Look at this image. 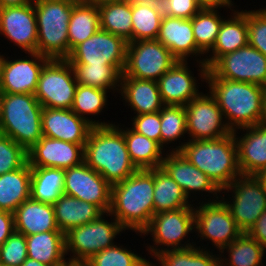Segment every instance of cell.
Instances as JSON below:
<instances>
[{
    "instance_id": "1",
    "label": "cell",
    "mask_w": 266,
    "mask_h": 266,
    "mask_svg": "<svg viewBox=\"0 0 266 266\" xmlns=\"http://www.w3.org/2000/svg\"><path fill=\"white\" fill-rule=\"evenodd\" d=\"M208 92L231 131L266 122V88L253 83L206 78Z\"/></svg>"
},
{
    "instance_id": "2",
    "label": "cell",
    "mask_w": 266,
    "mask_h": 266,
    "mask_svg": "<svg viewBox=\"0 0 266 266\" xmlns=\"http://www.w3.org/2000/svg\"><path fill=\"white\" fill-rule=\"evenodd\" d=\"M154 169L137 170L111 185L109 213L125 229L141 233L154 215Z\"/></svg>"
},
{
    "instance_id": "3",
    "label": "cell",
    "mask_w": 266,
    "mask_h": 266,
    "mask_svg": "<svg viewBox=\"0 0 266 266\" xmlns=\"http://www.w3.org/2000/svg\"><path fill=\"white\" fill-rule=\"evenodd\" d=\"M84 162L110 185L138 170L130 159L124 134L115 124L92 127L84 146Z\"/></svg>"
},
{
    "instance_id": "4",
    "label": "cell",
    "mask_w": 266,
    "mask_h": 266,
    "mask_svg": "<svg viewBox=\"0 0 266 266\" xmlns=\"http://www.w3.org/2000/svg\"><path fill=\"white\" fill-rule=\"evenodd\" d=\"M179 152L220 190L241 175L233 132L216 140H188Z\"/></svg>"
},
{
    "instance_id": "5",
    "label": "cell",
    "mask_w": 266,
    "mask_h": 266,
    "mask_svg": "<svg viewBox=\"0 0 266 266\" xmlns=\"http://www.w3.org/2000/svg\"><path fill=\"white\" fill-rule=\"evenodd\" d=\"M42 109L34 94H0V132L27 151L42 138Z\"/></svg>"
},
{
    "instance_id": "6",
    "label": "cell",
    "mask_w": 266,
    "mask_h": 266,
    "mask_svg": "<svg viewBox=\"0 0 266 266\" xmlns=\"http://www.w3.org/2000/svg\"><path fill=\"white\" fill-rule=\"evenodd\" d=\"M79 0H33L38 30L37 52L49 59L69 57L68 24Z\"/></svg>"
},
{
    "instance_id": "7",
    "label": "cell",
    "mask_w": 266,
    "mask_h": 266,
    "mask_svg": "<svg viewBox=\"0 0 266 266\" xmlns=\"http://www.w3.org/2000/svg\"><path fill=\"white\" fill-rule=\"evenodd\" d=\"M194 207H184L154 214L149 225L136 235L145 238L150 235L152 245L145 244L149 259L163 251L187 249L196 244L190 234H195ZM190 238L192 239L190 241ZM147 245V247H146Z\"/></svg>"
},
{
    "instance_id": "8",
    "label": "cell",
    "mask_w": 266,
    "mask_h": 266,
    "mask_svg": "<svg viewBox=\"0 0 266 266\" xmlns=\"http://www.w3.org/2000/svg\"><path fill=\"white\" fill-rule=\"evenodd\" d=\"M220 199L243 233H247L266 210V190L255 175H240L234 179L221 190Z\"/></svg>"
},
{
    "instance_id": "9",
    "label": "cell",
    "mask_w": 266,
    "mask_h": 266,
    "mask_svg": "<svg viewBox=\"0 0 266 266\" xmlns=\"http://www.w3.org/2000/svg\"><path fill=\"white\" fill-rule=\"evenodd\" d=\"M123 231L126 230L118 221L109 212H105L98 219L72 228L65 234L66 255H70L67 258L89 260L101 250L113 247L116 244L114 240Z\"/></svg>"
},
{
    "instance_id": "10",
    "label": "cell",
    "mask_w": 266,
    "mask_h": 266,
    "mask_svg": "<svg viewBox=\"0 0 266 266\" xmlns=\"http://www.w3.org/2000/svg\"><path fill=\"white\" fill-rule=\"evenodd\" d=\"M194 211L196 233L194 239L197 235L196 240L200 237L199 240L203 243L209 241L207 245L197 246L201 249H208V245L211 243L212 248L215 247L214 250L217 249L216 252H220L243 233L221 199L213 202L198 203L196 201Z\"/></svg>"
},
{
    "instance_id": "11",
    "label": "cell",
    "mask_w": 266,
    "mask_h": 266,
    "mask_svg": "<svg viewBox=\"0 0 266 266\" xmlns=\"http://www.w3.org/2000/svg\"><path fill=\"white\" fill-rule=\"evenodd\" d=\"M77 85L67 59H49L40 72L34 96L43 107L71 109Z\"/></svg>"
},
{
    "instance_id": "12",
    "label": "cell",
    "mask_w": 266,
    "mask_h": 266,
    "mask_svg": "<svg viewBox=\"0 0 266 266\" xmlns=\"http://www.w3.org/2000/svg\"><path fill=\"white\" fill-rule=\"evenodd\" d=\"M206 78L253 83L266 88V56L247 44L219 57L208 68Z\"/></svg>"
},
{
    "instance_id": "13",
    "label": "cell",
    "mask_w": 266,
    "mask_h": 266,
    "mask_svg": "<svg viewBox=\"0 0 266 266\" xmlns=\"http://www.w3.org/2000/svg\"><path fill=\"white\" fill-rule=\"evenodd\" d=\"M177 61L157 39L129 42L122 77L157 81Z\"/></svg>"
},
{
    "instance_id": "14",
    "label": "cell",
    "mask_w": 266,
    "mask_h": 266,
    "mask_svg": "<svg viewBox=\"0 0 266 266\" xmlns=\"http://www.w3.org/2000/svg\"><path fill=\"white\" fill-rule=\"evenodd\" d=\"M127 45L123 38L99 29L78 44L67 58L70 64L112 65L122 74L126 66Z\"/></svg>"
},
{
    "instance_id": "15",
    "label": "cell",
    "mask_w": 266,
    "mask_h": 266,
    "mask_svg": "<svg viewBox=\"0 0 266 266\" xmlns=\"http://www.w3.org/2000/svg\"><path fill=\"white\" fill-rule=\"evenodd\" d=\"M188 140H216L232 133L214 97L201 93L185 106Z\"/></svg>"
},
{
    "instance_id": "16",
    "label": "cell",
    "mask_w": 266,
    "mask_h": 266,
    "mask_svg": "<svg viewBox=\"0 0 266 266\" xmlns=\"http://www.w3.org/2000/svg\"><path fill=\"white\" fill-rule=\"evenodd\" d=\"M196 63L200 68L197 69L199 79L194 77L189 61H177L157 80L164 105L185 106L202 93L199 88L202 82H206L208 67L205 63ZM198 80H201V85H198Z\"/></svg>"
},
{
    "instance_id": "17",
    "label": "cell",
    "mask_w": 266,
    "mask_h": 266,
    "mask_svg": "<svg viewBox=\"0 0 266 266\" xmlns=\"http://www.w3.org/2000/svg\"><path fill=\"white\" fill-rule=\"evenodd\" d=\"M161 167L177 182L190 201L195 202L197 199L198 202H213L220 199L221 190L179 151L166 152ZM196 194H201L200 201ZM203 196L209 198L206 199L207 197Z\"/></svg>"
},
{
    "instance_id": "18",
    "label": "cell",
    "mask_w": 266,
    "mask_h": 266,
    "mask_svg": "<svg viewBox=\"0 0 266 266\" xmlns=\"http://www.w3.org/2000/svg\"><path fill=\"white\" fill-rule=\"evenodd\" d=\"M0 52L1 93L34 94L40 72L49 58L38 52H28L20 58L6 57ZM28 57V58H27ZM31 58V59H30Z\"/></svg>"
},
{
    "instance_id": "19",
    "label": "cell",
    "mask_w": 266,
    "mask_h": 266,
    "mask_svg": "<svg viewBox=\"0 0 266 266\" xmlns=\"http://www.w3.org/2000/svg\"><path fill=\"white\" fill-rule=\"evenodd\" d=\"M64 194L92 203L104 213L111 207V185L84 161L65 169Z\"/></svg>"
},
{
    "instance_id": "20",
    "label": "cell",
    "mask_w": 266,
    "mask_h": 266,
    "mask_svg": "<svg viewBox=\"0 0 266 266\" xmlns=\"http://www.w3.org/2000/svg\"><path fill=\"white\" fill-rule=\"evenodd\" d=\"M0 35L24 53L37 52V23L34 3L0 7Z\"/></svg>"
},
{
    "instance_id": "21",
    "label": "cell",
    "mask_w": 266,
    "mask_h": 266,
    "mask_svg": "<svg viewBox=\"0 0 266 266\" xmlns=\"http://www.w3.org/2000/svg\"><path fill=\"white\" fill-rule=\"evenodd\" d=\"M84 146L42 136L27 151L28 164L30 167H55L65 170L84 161Z\"/></svg>"
},
{
    "instance_id": "22",
    "label": "cell",
    "mask_w": 266,
    "mask_h": 266,
    "mask_svg": "<svg viewBox=\"0 0 266 266\" xmlns=\"http://www.w3.org/2000/svg\"><path fill=\"white\" fill-rule=\"evenodd\" d=\"M41 126L43 136L79 145H85L93 127L71 109L47 107L42 109Z\"/></svg>"
},
{
    "instance_id": "23",
    "label": "cell",
    "mask_w": 266,
    "mask_h": 266,
    "mask_svg": "<svg viewBox=\"0 0 266 266\" xmlns=\"http://www.w3.org/2000/svg\"><path fill=\"white\" fill-rule=\"evenodd\" d=\"M157 40L168 48L178 61H191L194 57L196 62L204 63L205 54L196 46L194 39L192 18L183 19L164 15Z\"/></svg>"
},
{
    "instance_id": "24",
    "label": "cell",
    "mask_w": 266,
    "mask_h": 266,
    "mask_svg": "<svg viewBox=\"0 0 266 266\" xmlns=\"http://www.w3.org/2000/svg\"><path fill=\"white\" fill-rule=\"evenodd\" d=\"M233 134L241 175H257L266 168V122L237 129Z\"/></svg>"
},
{
    "instance_id": "25",
    "label": "cell",
    "mask_w": 266,
    "mask_h": 266,
    "mask_svg": "<svg viewBox=\"0 0 266 266\" xmlns=\"http://www.w3.org/2000/svg\"><path fill=\"white\" fill-rule=\"evenodd\" d=\"M229 14L220 25L213 48L204 57V63L208 68L219 57L232 53L248 44L247 10H244V8L238 10L237 8L231 12L229 10Z\"/></svg>"
},
{
    "instance_id": "26",
    "label": "cell",
    "mask_w": 266,
    "mask_h": 266,
    "mask_svg": "<svg viewBox=\"0 0 266 266\" xmlns=\"http://www.w3.org/2000/svg\"><path fill=\"white\" fill-rule=\"evenodd\" d=\"M119 96L122 102L135 115L159 112L165 105L162 102L157 81L121 77Z\"/></svg>"
},
{
    "instance_id": "27",
    "label": "cell",
    "mask_w": 266,
    "mask_h": 266,
    "mask_svg": "<svg viewBox=\"0 0 266 266\" xmlns=\"http://www.w3.org/2000/svg\"><path fill=\"white\" fill-rule=\"evenodd\" d=\"M15 231L29 236L36 233L60 231L52 204L31 197L22 202L14 212Z\"/></svg>"
},
{
    "instance_id": "28",
    "label": "cell",
    "mask_w": 266,
    "mask_h": 266,
    "mask_svg": "<svg viewBox=\"0 0 266 266\" xmlns=\"http://www.w3.org/2000/svg\"><path fill=\"white\" fill-rule=\"evenodd\" d=\"M56 224L66 234L72 228L98 219L104 212L96 205L63 194L53 204Z\"/></svg>"
},
{
    "instance_id": "29",
    "label": "cell",
    "mask_w": 266,
    "mask_h": 266,
    "mask_svg": "<svg viewBox=\"0 0 266 266\" xmlns=\"http://www.w3.org/2000/svg\"><path fill=\"white\" fill-rule=\"evenodd\" d=\"M114 124L123 132L130 159L138 170L161 167L166 153L156 141L126 127L125 124Z\"/></svg>"
},
{
    "instance_id": "30",
    "label": "cell",
    "mask_w": 266,
    "mask_h": 266,
    "mask_svg": "<svg viewBox=\"0 0 266 266\" xmlns=\"http://www.w3.org/2000/svg\"><path fill=\"white\" fill-rule=\"evenodd\" d=\"M100 29V13L95 0H79L72 8L68 24L69 55L80 43Z\"/></svg>"
},
{
    "instance_id": "31",
    "label": "cell",
    "mask_w": 266,
    "mask_h": 266,
    "mask_svg": "<svg viewBox=\"0 0 266 266\" xmlns=\"http://www.w3.org/2000/svg\"><path fill=\"white\" fill-rule=\"evenodd\" d=\"M100 13V29L132 42V1L95 0Z\"/></svg>"
},
{
    "instance_id": "32",
    "label": "cell",
    "mask_w": 266,
    "mask_h": 266,
    "mask_svg": "<svg viewBox=\"0 0 266 266\" xmlns=\"http://www.w3.org/2000/svg\"><path fill=\"white\" fill-rule=\"evenodd\" d=\"M27 258L53 266L66 259L65 234L49 231L26 236Z\"/></svg>"
},
{
    "instance_id": "33",
    "label": "cell",
    "mask_w": 266,
    "mask_h": 266,
    "mask_svg": "<svg viewBox=\"0 0 266 266\" xmlns=\"http://www.w3.org/2000/svg\"><path fill=\"white\" fill-rule=\"evenodd\" d=\"M31 167L28 162L21 168L0 175V210L14 213L30 198Z\"/></svg>"
},
{
    "instance_id": "34",
    "label": "cell",
    "mask_w": 266,
    "mask_h": 266,
    "mask_svg": "<svg viewBox=\"0 0 266 266\" xmlns=\"http://www.w3.org/2000/svg\"><path fill=\"white\" fill-rule=\"evenodd\" d=\"M154 214L176 210L184 207H194L182 188L162 168H154Z\"/></svg>"
},
{
    "instance_id": "35",
    "label": "cell",
    "mask_w": 266,
    "mask_h": 266,
    "mask_svg": "<svg viewBox=\"0 0 266 266\" xmlns=\"http://www.w3.org/2000/svg\"><path fill=\"white\" fill-rule=\"evenodd\" d=\"M265 253L266 249L257 240L242 233L219 252L220 266H266Z\"/></svg>"
},
{
    "instance_id": "36",
    "label": "cell",
    "mask_w": 266,
    "mask_h": 266,
    "mask_svg": "<svg viewBox=\"0 0 266 266\" xmlns=\"http://www.w3.org/2000/svg\"><path fill=\"white\" fill-rule=\"evenodd\" d=\"M64 178V169L31 167L30 197L53 205L64 194Z\"/></svg>"
},
{
    "instance_id": "37",
    "label": "cell",
    "mask_w": 266,
    "mask_h": 266,
    "mask_svg": "<svg viewBox=\"0 0 266 266\" xmlns=\"http://www.w3.org/2000/svg\"><path fill=\"white\" fill-rule=\"evenodd\" d=\"M108 92L109 91L78 84L71 110L78 116L89 121L93 126L112 125L114 124L113 121L110 122L108 120V122H105V120L101 121L102 119H94L96 116L99 117L102 112H104V109L107 108L108 98L110 97V94L107 95ZM92 116L94 117L93 119Z\"/></svg>"
},
{
    "instance_id": "38",
    "label": "cell",
    "mask_w": 266,
    "mask_h": 266,
    "mask_svg": "<svg viewBox=\"0 0 266 266\" xmlns=\"http://www.w3.org/2000/svg\"><path fill=\"white\" fill-rule=\"evenodd\" d=\"M163 16L161 4L132 1V42L157 39Z\"/></svg>"
},
{
    "instance_id": "39",
    "label": "cell",
    "mask_w": 266,
    "mask_h": 266,
    "mask_svg": "<svg viewBox=\"0 0 266 266\" xmlns=\"http://www.w3.org/2000/svg\"><path fill=\"white\" fill-rule=\"evenodd\" d=\"M78 84L119 94L122 73L112 65L71 64ZM113 91V92H112Z\"/></svg>"
},
{
    "instance_id": "40",
    "label": "cell",
    "mask_w": 266,
    "mask_h": 266,
    "mask_svg": "<svg viewBox=\"0 0 266 266\" xmlns=\"http://www.w3.org/2000/svg\"><path fill=\"white\" fill-rule=\"evenodd\" d=\"M160 121H161V147L166 152L179 151L185 145V143L188 142V140L185 139L186 137L185 134L187 135V123H186L187 121H186L185 107L165 105L160 110ZM181 140H183L184 142L183 141L181 142ZM176 141H178L179 144ZM174 142L175 145L178 144L175 146V148L173 146ZM172 143L173 145L171 146Z\"/></svg>"
},
{
    "instance_id": "41",
    "label": "cell",
    "mask_w": 266,
    "mask_h": 266,
    "mask_svg": "<svg viewBox=\"0 0 266 266\" xmlns=\"http://www.w3.org/2000/svg\"><path fill=\"white\" fill-rule=\"evenodd\" d=\"M210 250L195 245L187 249L163 251L153 258L156 263L150 261V266H220L219 252L216 254L213 249Z\"/></svg>"
},
{
    "instance_id": "42",
    "label": "cell",
    "mask_w": 266,
    "mask_h": 266,
    "mask_svg": "<svg viewBox=\"0 0 266 266\" xmlns=\"http://www.w3.org/2000/svg\"><path fill=\"white\" fill-rule=\"evenodd\" d=\"M220 8H202L192 17V30L196 46L205 54L213 48L220 25L225 18Z\"/></svg>"
},
{
    "instance_id": "43",
    "label": "cell",
    "mask_w": 266,
    "mask_h": 266,
    "mask_svg": "<svg viewBox=\"0 0 266 266\" xmlns=\"http://www.w3.org/2000/svg\"><path fill=\"white\" fill-rule=\"evenodd\" d=\"M117 244L101 250L88 261L92 266H150V260L145 255L143 257L130 247Z\"/></svg>"
},
{
    "instance_id": "44",
    "label": "cell",
    "mask_w": 266,
    "mask_h": 266,
    "mask_svg": "<svg viewBox=\"0 0 266 266\" xmlns=\"http://www.w3.org/2000/svg\"><path fill=\"white\" fill-rule=\"evenodd\" d=\"M28 162L27 150L0 134V175L15 171Z\"/></svg>"
},
{
    "instance_id": "45",
    "label": "cell",
    "mask_w": 266,
    "mask_h": 266,
    "mask_svg": "<svg viewBox=\"0 0 266 266\" xmlns=\"http://www.w3.org/2000/svg\"><path fill=\"white\" fill-rule=\"evenodd\" d=\"M26 259V236L14 231L0 246V264L4 266H20Z\"/></svg>"
},
{
    "instance_id": "46",
    "label": "cell",
    "mask_w": 266,
    "mask_h": 266,
    "mask_svg": "<svg viewBox=\"0 0 266 266\" xmlns=\"http://www.w3.org/2000/svg\"><path fill=\"white\" fill-rule=\"evenodd\" d=\"M248 44L266 56V8L248 10Z\"/></svg>"
},
{
    "instance_id": "47",
    "label": "cell",
    "mask_w": 266,
    "mask_h": 266,
    "mask_svg": "<svg viewBox=\"0 0 266 266\" xmlns=\"http://www.w3.org/2000/svg\"><path fill=\"white\" fill-rule=\"evenodd\" d=\"M131 117L130 126L134 131L156 141L161 146L160 111L156 113L131 115Z\"/></svg>"
},
{
    "instance_id": "48",
    "label": "cell",
    "mask_w": 266,
    "mask_h": 266,
    "mask_svg": "<svg viewBox=\"0 0 266 266\" xmlns=\"http://www.w3.org/2000/svg\"><path fill=\"white\" fill-rule=\"evenodd\" d=\"M161 8L164 15L191 19L202 9V6L197 0H162Z\"/></svg>"
},
{
    "instance_id": "49",
    "label": "cell",
    "mask_w": 266,
    "mask_h": 266,
    "mask_svg": "<svg viewBox=\"0 0 266 266\" xmlns=\"http://www.w3.org/2000/svg\"><path fill=\"white\" fill-rule=\"evenodd\" d=\"M15 231L14 213L0 210V246Z\"/></svg>"
},
{
    "instance_id": "50",
    "label": "cell",
    "mask_w": 266,
    "mask_h": 266,
    "mask_svg": "<svg viewBox=\"0 0 266 266\" xmlns=\"http://www.w3.org/2000/svg\"><path fill=\"white\" fill-rule=\"evenodd\" d=\"M247 234L266 249V210L257 219Z\"/></svg>"
},
{
    "instance_id": "51",
    "label": "cell",
    "mask_w": 266,
    "mask_h": 266,
    "mask_svg": "<svg viewBox=\"0 0 266 266\" xmlns=\"http://www.w3.org/2000/svg\"><path fill=\"white\" fill-rule=\"evenodd\" d=\"M198 3L202 6V8H224V10H227V8L230 9V11H233L237 9V5H234V0H197Z\"/></svg>"
},
{
    "instance_id": "52",
    "label": "cell",
    "mask_w": 266,
    "mask_h": 266,
    "mask_svg": "<svg viewBox=\"0 0 266 266\" xmlns=\"http://www.w3.org/2000/svg\"><path fill=\"white\" fill-rule=\"evenodd\" d=\"M32 2L33 0H0V7L22 6Z\"/></svg>"
},
{
    "instance_id": "53",
    "label": "cell",
    "mask_w": 266,
    "mask_h": 266,
    "mask_svg": "<svg viewBox=\"0 0 266 266\" xmlns=\"http://www.w3.org/2000/svg\"><path fill=\"white\" fill-rule=\"evenodd\" d=\"M20 266H49L34 259L27 258Z\"/></svg>"
},
{
    "instance_id": "54",
    "label": "cell",
    "mask_w": 266,
    "mask_h": 266,
    "mask_svg": "<svg viewBox=\"0 0 266 266\" xmlns=\"http://www.w3.org/2000/svg\"><path fill=\"white\" fill-rule=\"evenodd\" d=\"M71 266H92V264L88 260L71 259Z\"/></svg>"
},
{
    "instance_id": "55",
    "label": "cell",
    "mask_w": 266,
    "mask_h": 266,
    "mask_svg": "<svg viewBox=\"0 0 266 266\" xmlns=\"http://www.w3.org/2000/svg\"><path fill=\"white\" fill-rule=\"evenodd\" d=\"M255 176L261 181L262 185L264 186V188L266 190V168H264L263 170H261Z\"/></svg>"
},
{
    "instance_id": "56",
    "label": "cell",
    "mask_w": 266,
    "mask_h": 266,
    "mask_svg": "<svg viewBox=\"0 0 266 266\" xmlns=\"http://www.w3.org/2000/svg\"><path fill=\"white\" fill-rule=\"evenodd\" d=\"M53 266H71V259L66 258L64 261H62L59 264L53 265Z\"/></svg>"
},
{
    "instance_id": "57",
    "label": "cell",
    "mask_w": 266,
    "mask_h": 266,
    "mask_svg": "<svg viewBox=\"0 0 266 266\" xmlns=\"http://www.w3.org/2000/svg\"><path fill=\"white\" fill-rule=\"evenodd\" d=\"M135 2H150V3H155V4H161L162 0H131Z\"/></svg>"
}]
</instances>
